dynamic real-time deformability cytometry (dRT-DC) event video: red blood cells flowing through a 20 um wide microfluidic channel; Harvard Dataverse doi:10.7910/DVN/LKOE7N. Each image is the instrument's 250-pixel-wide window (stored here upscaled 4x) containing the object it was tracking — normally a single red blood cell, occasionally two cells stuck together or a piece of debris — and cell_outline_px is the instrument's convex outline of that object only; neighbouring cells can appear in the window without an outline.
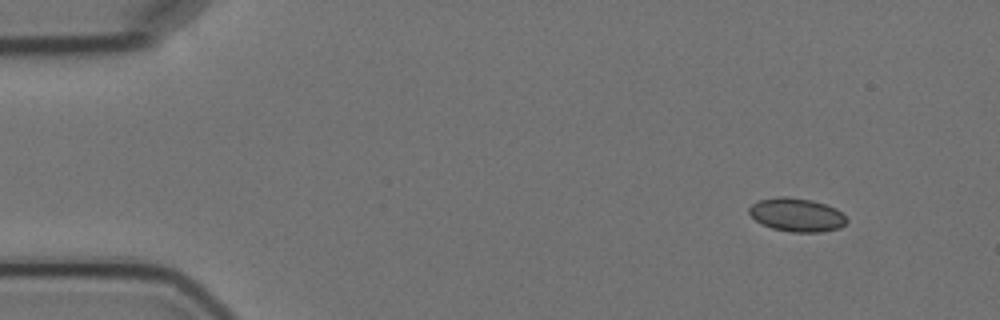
{"species": "Egyptian fruit bat (a non-hibernating species)", "species_latin": "Rousettus aegyptiacus", "temperature_condition": "cold", "stored_images_in_passage": 5, "segment_of_instrument_passage": [1, 2], "camera_frame_rate_fps": 3000, "um_per_image_px": 0.085, "animal": {"sex": "female"}, "frame": {"image": 1, "passage_image": 1, "time_ms": 0.0, "image_size_px": [1000, 320], "cell_outline_px": [[848, 220], [840, 228], [820, 232], [792, 232], [772, 228], [756, 220], [748, 212], [748, 208], [752, 204], [760, 200], [776, 196], [788, 196], [812, 200], [836, 208]], "centroid_in_image_um": [67.72, 18.25], "position_along_channel_um": 17.3, "area_um2": 18.96}}